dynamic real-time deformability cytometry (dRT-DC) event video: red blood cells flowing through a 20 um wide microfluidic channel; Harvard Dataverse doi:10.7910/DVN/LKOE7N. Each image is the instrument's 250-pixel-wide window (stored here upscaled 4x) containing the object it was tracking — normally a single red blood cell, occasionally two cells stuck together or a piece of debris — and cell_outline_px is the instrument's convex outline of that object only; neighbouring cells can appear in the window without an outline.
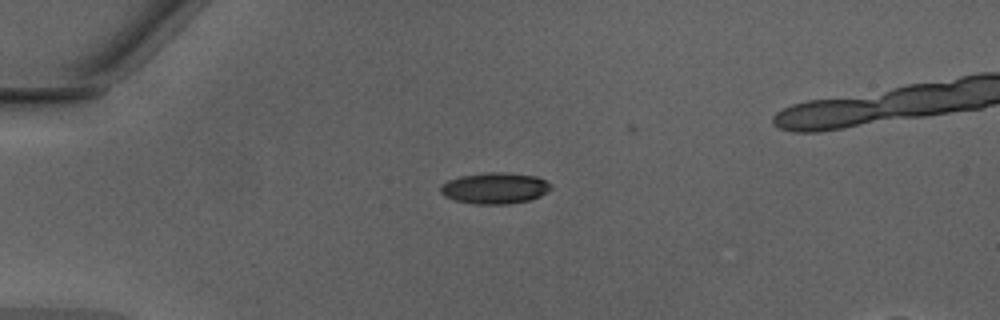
{"species": "Egyptian fruit bat (a non-hibernating species)", "species_latin": "Rousettus aegyptiacus", "temperature_condition": "warm", "stored_images_in_passage": 10, "camera_frame_rate_fps": 3000, "um_per_image_px": 0.085, "animal": {"sex": "male"}, "frame": {"image": 1, "passage_image": 1, "time_ms": 0.0, "image_size_px": [1000, 320], "cell_outline_px": [[552, 188], [540, 196], [532, 200], [508, 204], [472, 204], [452, 200], [444, 196], [440, 192], [440, 184], [448, 180], [460, 176], [484, 172], [508, 172], [536, 176], [552, 184]], "centroid_in_image_um": [42.04, 15.99], "position_along_channel_um": 43.0, "area_um2": 20.46}}
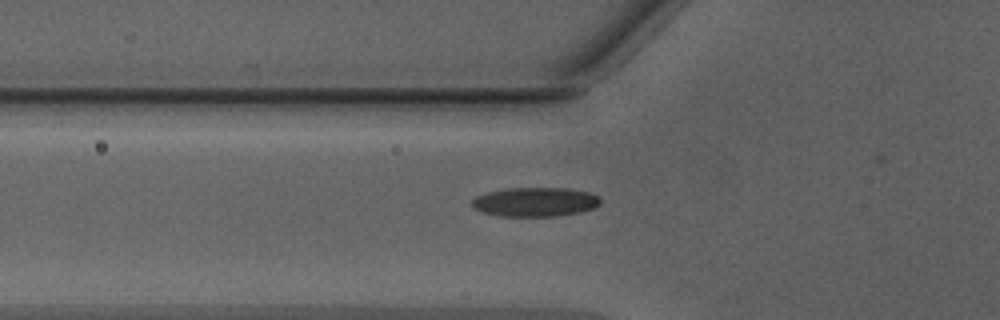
{"frame": {"image": 2, "passage_image": 6, "time_ms": 1.667, "image_size_px": [1000, 320], "cell_outline_px": [[600, 204], [592, 208], [580, 212], [556, 216], [500, 216], [480, 212], [472, 208], [472, 200], [476, 196], [488, 192], [508, 188], [568, 188], [592, 192], [600, 196]], "centroid_in_image_um": [45.49, 17.16], "position_along_channel_um": 80.3, "area_um2": 22.02}}
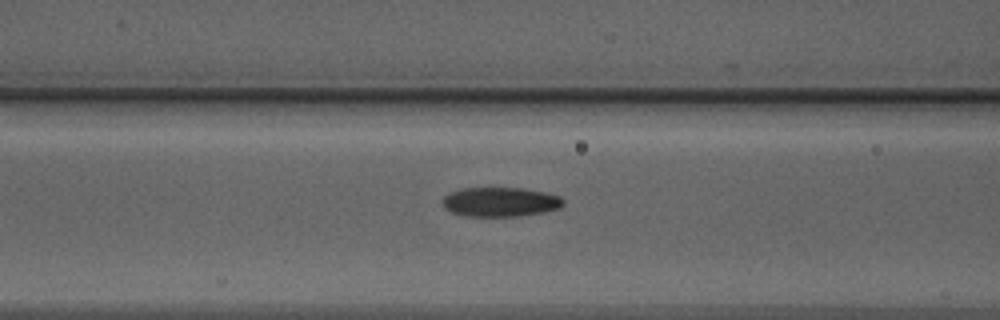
{"frame": {"image": 3, "passage_image": 9, "time_ms": 2.667, "image_size_px": [1000, 320], "cell_outline_px": [[564, 204], [560, 208], [544, 212], [520, 216], [468, 216], [452, 212], [444, 208], [440, 200], [448, 192], [460, 188], [524, 188], [544, 192], [560, 196], [564, 200]], "centroid_in_image_um": [42.5, 17.16], "position_along_channel_um": 124.1, "area_um2": 20.92}}